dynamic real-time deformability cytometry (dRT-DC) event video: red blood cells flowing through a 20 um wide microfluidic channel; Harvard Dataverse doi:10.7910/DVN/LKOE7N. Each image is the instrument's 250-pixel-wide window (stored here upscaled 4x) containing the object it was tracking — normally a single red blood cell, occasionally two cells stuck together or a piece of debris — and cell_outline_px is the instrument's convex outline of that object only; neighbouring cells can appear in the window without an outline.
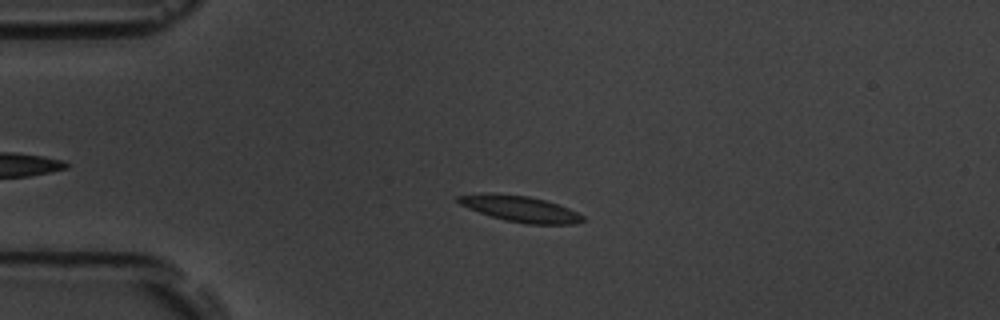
{"species": "common noctule bat (a hibernating species)", "species_latin": "Nyctalus noctula", "temperature_condition": "room temperature", "stored_images_in_passage": 49, "camera_frame_rate_fps": 3000, "um_per_image_px": 0.085, "animal": {"sex": "male", "body_mass_g": 19.5, "forearm_length_mm": 54.6}, "frame": {"image": 1, "passage_image": 8, "time_ms": 2.333, "image_size_px": [1000, 320], "cell_outline_px": [[584, 220], [576, 224], [524, 224], [504, 220], [468, 208], [460, 204], [456, 200], [456, 196], [492, 192], [496, 192], [528, 196], [544, 200], [568, 208], [584, 216]], "centroid_in_image_um": [44.2, 17.74], "position_along_channel_um": 40.8, "area_um2": 18.84}}
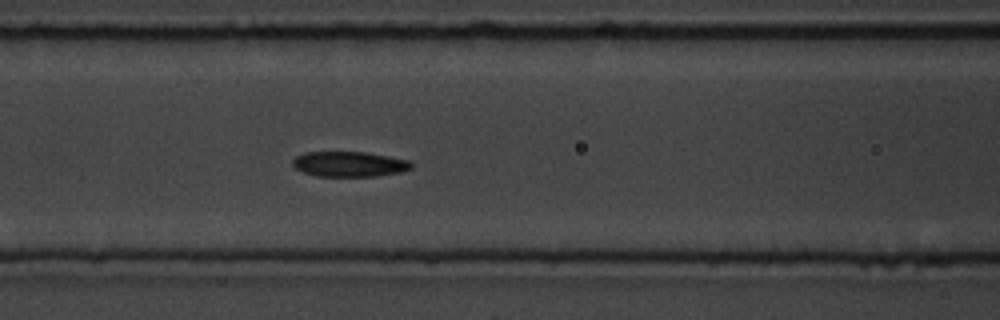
{"frame": {"image": 2, "passage_image": 18, "time_ms": 5.667, "image_size_px": [1000, 320], "cell_outline_px": [[412, 168], [400, 172], [376, 176], [316, 176], [304, 172], [296, 168], [292, 164], [292, 160], [296, 156], [304, 152], [364, 152], [412, 160]], "centroid_in_image_um": [29.7, 13.94], "position_along_channel_um": 136.9, "area_um2": 17.46}}
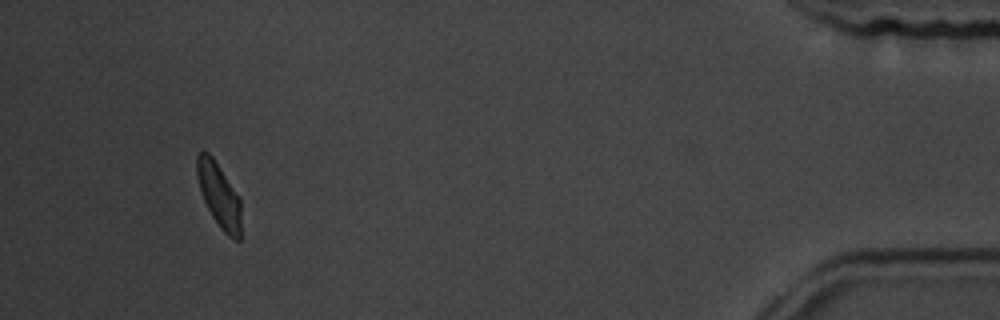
{"frame": {"image": 3, "passage_image": 46, "time_ms": 15.0, "image_size_px": [1000, 320], "cell_outline_px": [[240, 240], [236, 240], [228, 236], [220, 228], [212, 216], [204, 200], [196, 176], [196, 156], [204, 148], [212, 156], [240, 196]], "centroid_in_image_um": [18.61, 16.55], "position_along_channel_um": 416.6, "area_um2": 16.65}, "authors_computed_cell_mechanics": {"area_um2": 17.5712, "velocity_mm_per_s": 3.7484, "shape_relaxation_time_tau1_ms": 3.9522, "shape_relaxation_time_tau2_ms": 4.542, "deformation_change_tau1": 0.111, "deformation_change_tau2": 0.1011}}